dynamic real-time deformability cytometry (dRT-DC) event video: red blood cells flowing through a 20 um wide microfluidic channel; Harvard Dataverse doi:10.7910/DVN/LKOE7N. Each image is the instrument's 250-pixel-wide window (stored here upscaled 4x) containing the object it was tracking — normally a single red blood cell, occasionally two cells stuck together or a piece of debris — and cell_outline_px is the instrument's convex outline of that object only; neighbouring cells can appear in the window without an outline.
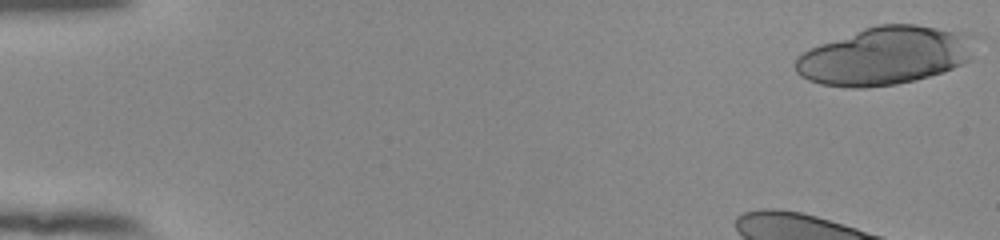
{"species": "human", "species_latin": "Homo sapiens", "temperature_condition": "room temperature", "stored_images_in_passage": 16, "camera_frame_rate_fps": 3000, "um_per_image_px": 0.085, "donor": {"sex": "female"}, "frame": {"image": 1, "passage_image": 1, "time_ms": 0.0, "image_size_px": [1000, 240], "cell_outline_px": [[976, 36], [968, 60], [952, 68], [916, 80], [896, 84], [864, 88], [852, 88], [820, 84], [808, 80], [800, 76], [796, 72], [796, 56], [820, 44], [864, 28], [876, 24], [916, 24], [968, 32]], "centroid_in_image_um": [75.22, 4.73], "position_along_channel_um": 9.8, "area_um2": 60.63}}